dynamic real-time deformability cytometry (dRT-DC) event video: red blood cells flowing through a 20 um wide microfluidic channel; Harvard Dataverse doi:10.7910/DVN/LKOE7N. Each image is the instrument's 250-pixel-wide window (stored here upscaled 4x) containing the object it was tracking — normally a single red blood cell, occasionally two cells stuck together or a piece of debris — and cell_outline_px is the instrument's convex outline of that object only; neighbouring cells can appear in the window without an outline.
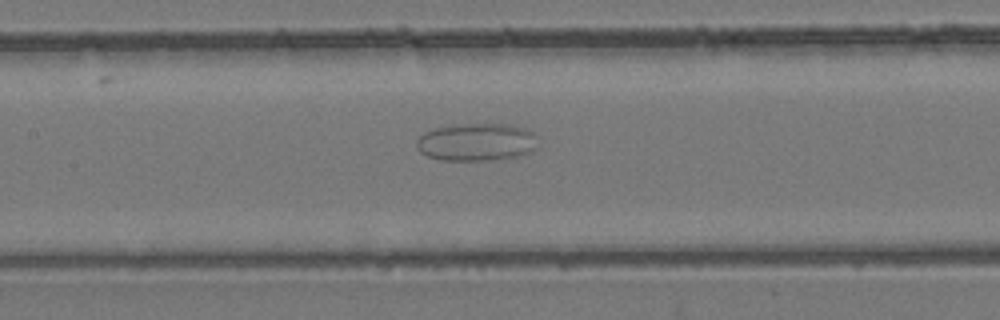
{"species": "common noctule bat (a hibernating species)", "species_latin": "Nyctalus noctula", "temperature_condition": "room temperature", "stored_images_in_passage": 51, "camera_frame_rate_fps": 3000, "um_per_image_px": 0.085, "animal": {"sex": "female", "body_mass_g": 24.6, "forearm_length_mm": 56.2}, "frame": {"image": 1, "passage_image": 22, "time_ms": 7.0, "image_size_px": [1000, 320], "cell_outline_px": [[532, 148], [528, 152], [516, 156], [484, 160], [440, 160], [428, 156], [420, 152], [416, 148], [416, 140], [424, 132], [436, 128], [452, 124], [508, 124], [528, 128], [532, 132]], "centroid_in_image_um": [40.39, 12.06], "position_along_channel_um": 167.0, "area_um2": 26.18}}
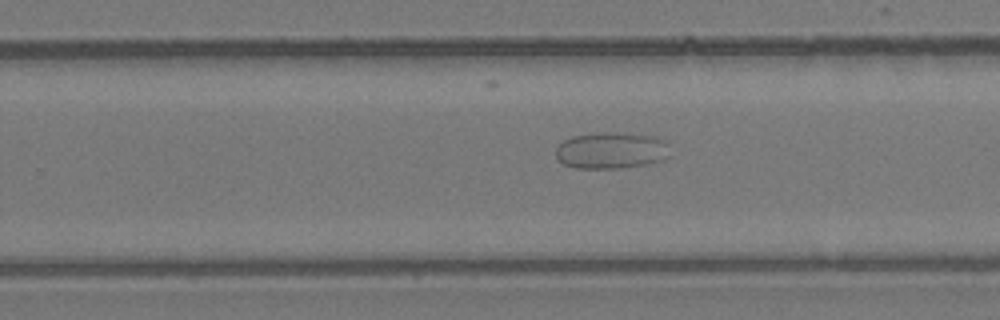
{"frame": {"image": 2, "passage_image": 31, "time_ms": 10.0, "image_size_px": [1000, 320], "cell_outline_px": [[668, 156], [664, 160], [644, 164], [620, 168], [576, 168], [564, 164], [556, 156], [556, 148], [564, 140], [572, 136], [596, 132], [620, 132], [656, 136], [668, 140]], "centroid_in_image_um": [51.99, 12.76], "position_along_channel_um": 277.8, "area_um2": 24.57}}
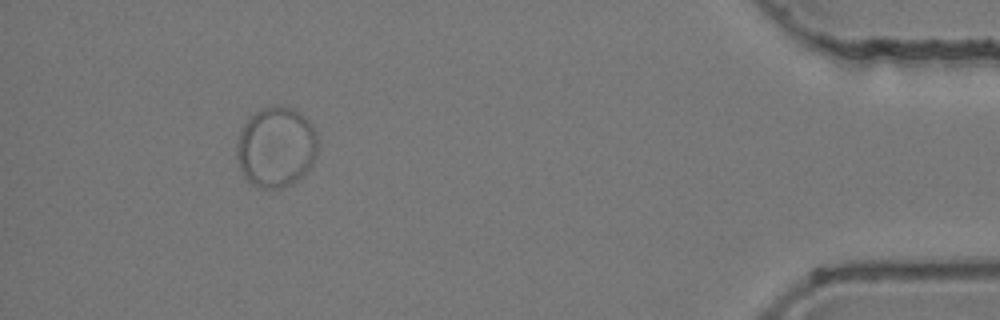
{"frame": {"image": 3, "passage_image": 47, "time_ms": 15.333, "image_size_px": [1000, 320], "cell_outline_px": [[316, 156], [312, 164], [292, 184], [280, 188], [260, 188], [252, 184], [244, 176], [240, 168], [236, 156], [236, 144], [240, 132], [248, 116], [264, 108], [276, 104], [292, 108], [300, 112], [312, 124], [316, 132]], "centroid_in_image_um": [23.44, 12.48], "position_along_channel_um": 411.8, "area_um2": 38.03}}